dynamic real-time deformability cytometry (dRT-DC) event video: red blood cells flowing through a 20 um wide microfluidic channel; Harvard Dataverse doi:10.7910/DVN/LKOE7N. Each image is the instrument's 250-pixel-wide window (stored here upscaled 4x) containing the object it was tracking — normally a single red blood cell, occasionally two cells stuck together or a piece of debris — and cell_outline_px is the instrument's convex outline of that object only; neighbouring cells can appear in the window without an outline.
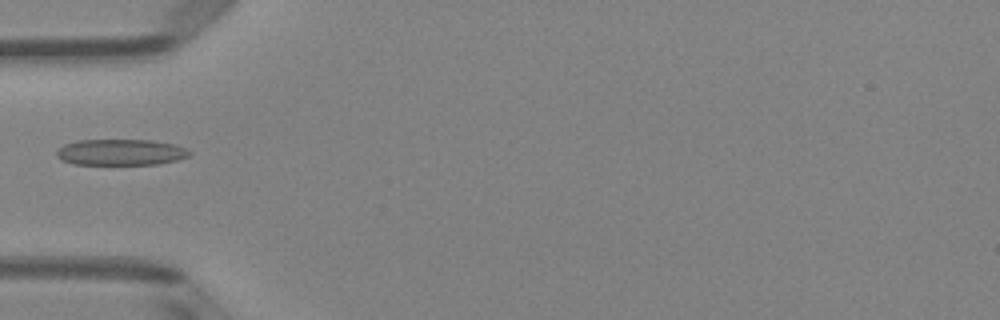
{"species": "Egyptian fruit bat (a non-hibernating species)", "species_latin": "Rousettus aegyptiacus", "temperature_condition": "room temperature", "stored_images_in_passage": 9, "camera_frame_rate_fps": 3000, "um_per_image_px": 0.085, "animal": {"sex": "female"}, "frame": {"image": 1, "passage_image": 1, "time_ms": 0.0, "image_size_px": [1000, 320], "cell_outline_px": [[192, 152], [188, 156], [176, 160], [160, 164], [72, 164], [60, 160], [56, 156], [56, 152], [64, 144], [80, 140], [152, 140], [176, 144]], "centroid_in_image_um": [10.25, 12.94], "position_along_channel_um": 74.7, "area_um2": 20.23}}